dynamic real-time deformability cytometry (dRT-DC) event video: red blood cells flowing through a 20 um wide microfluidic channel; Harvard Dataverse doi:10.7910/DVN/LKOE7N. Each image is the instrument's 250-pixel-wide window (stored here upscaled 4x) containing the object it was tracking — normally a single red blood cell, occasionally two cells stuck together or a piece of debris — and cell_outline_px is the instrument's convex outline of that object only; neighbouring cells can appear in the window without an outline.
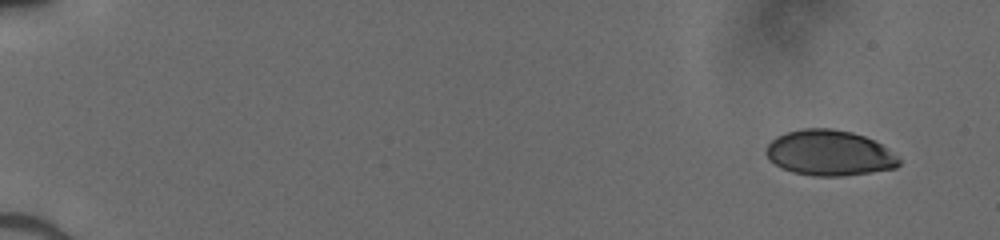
{"species": "human", "species_latin": "Homo sapiens", "temperature_condition": "cold", "stored_images_in_passage": 49, "camera_frame_rate_fps": 3000, "um_per_image_px": 0.085, "donor": {"sex": "male"}, "frame": {"image": 1, "passage_image": 1, "time_ms": 0.0, "image_size_px": [1000, 240], "cell_outline_px": [[900, 164], [896, 168], [872, 172], [844, 176], [812, 176], [792, 172], [776, 164], [764, 152], [768, 144], [776, 136], [788, 132], [804, 128], [832, 128], [852, 132], [864, 136], [880, 144], [896, 156], [900, 160]], "centroid_in_image_um": [70.49, 13.0], "position_along_channel_um": 14.5, "area_um2": 35.03}}
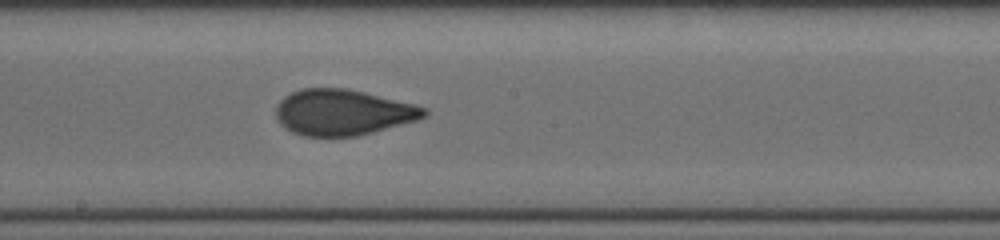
{"frame": {"image": 2, "passage_image": 28, "time_ms": 9.0, "image_size_px": [1000, 240], "cell_outline_px": [[428, 112], [420, 120], [356, 136], [304, 136], [292, 132], [284, 128], [280, 124], [276, 116], [276, 104], [284, 96], [292, 92], [304, 88], [348, 88], [416, 104], [428, 108]], "centroid_in_image_um": [29.15, 9.54], "position_along_channel_um": 219.0, "area_um2": 39.88}}
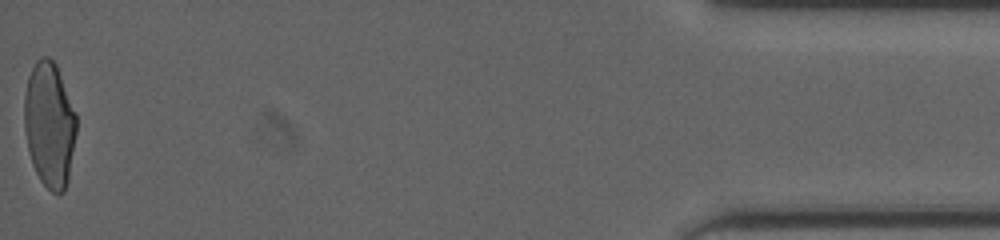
{"frame": {"image": 3, "passage_image": 49, "time_ms": 16.0, "image_size_px": [1000, 240], "cell_outline_px": [[76, 132], [68, 180], [64, 192], [52, 192], [40, 180], [32, 164], [28, 148], [24, 128], [24, 96], [28, 76], [36, 60], [40, 56], [48, 56], [56, 64], [76, 112]], "centroid_in_image_um": [4.2, 10.56], "position_along_channel_um": 431.0, "area_um2": 38.09}}